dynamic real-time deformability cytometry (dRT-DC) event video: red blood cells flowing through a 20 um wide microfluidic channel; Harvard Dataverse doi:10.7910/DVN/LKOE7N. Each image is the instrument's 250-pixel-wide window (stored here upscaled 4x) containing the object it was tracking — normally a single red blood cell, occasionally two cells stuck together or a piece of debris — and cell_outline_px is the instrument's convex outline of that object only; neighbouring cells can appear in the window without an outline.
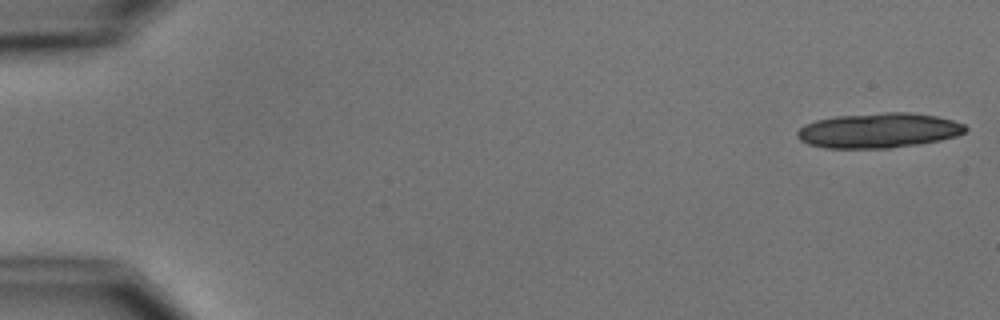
{"species": "common noctule bat (a hibernating species)", "species_latin": "Nyctalus noctula", "temperature_condition": "cold", "stored_images_in_passage": 8, "camera_frame_rate_fps": 3000, "um_per_image_px": 0.085, "animal": {"sex": "male", "body_mass_g": 15.6}, "frame": {"image": 1, "passage_image": 1, "time_ms": 0.0, "image_size_px": [1000, 320], "cell_outline_px": [[968, 128], [964, 132], [956, 136], [940, 140], [920, 144], [888, 148], [824, 148], [808, 144], [800, 140], [796, 136], [796, 132], [804, 124], [816, 120], [836, 116], [884, 112], [912, 112], [936, 116], [952, 120], [964, 124]], "centroid_in_image_um": [74.67, 11.09], "position_along_channel_um": 10.3, "area_um2": 34.39}}
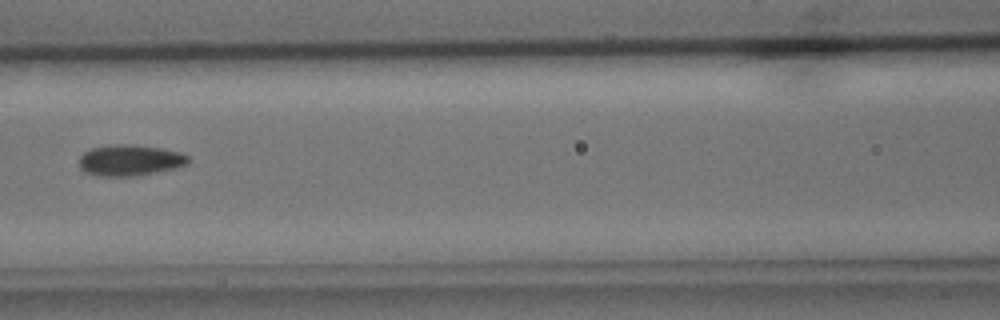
{"frame": {"image": 2, "passage_image": 8, "time_ms": 8.0, "image_size_px": [1000, 320], "cell_outline_px": [[188, 164], [176, 168], [136, 176], [100, 176], [84, 172], [80, 168], [80, 156], [84, 152], [92, 148], [112, 144], [132, 144], [160, 148], [180, 152], [188, 156]], "centroid_in_image_um": [11.04, 13.62], "position_along_channel_um": 155.6, "area_um2": 19.77}}